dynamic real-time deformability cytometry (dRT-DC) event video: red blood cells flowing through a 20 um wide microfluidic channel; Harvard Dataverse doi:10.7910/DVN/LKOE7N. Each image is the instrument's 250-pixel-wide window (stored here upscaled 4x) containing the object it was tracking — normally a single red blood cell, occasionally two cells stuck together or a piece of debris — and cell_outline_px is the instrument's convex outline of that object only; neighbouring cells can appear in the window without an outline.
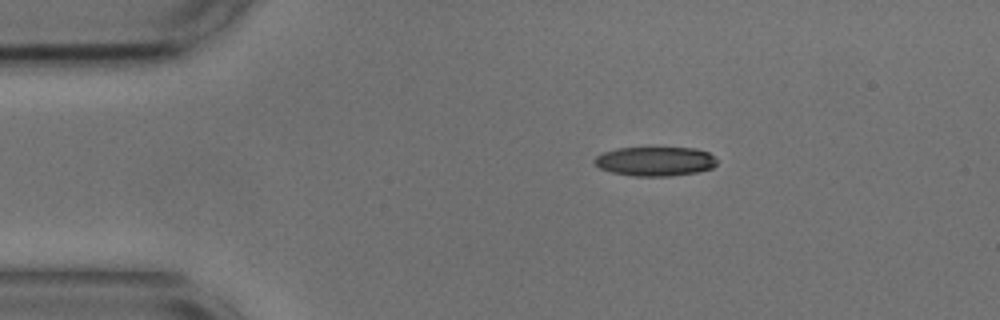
{"species": "common noctule bat (a hibernating species)", "species_latin": "Nyctalus noctula", "temperature_condition": "cold", "stored_images_in_passage": 46, "camera_frame_rate_fps": 3000, "um_per_image_px": 0.085, "animal": {"sex": "male", "body_mass_g": 17.9, "forearm_length_mm": 54.2}, "frame": {"image": 1, "passage_image": 1, "time_ms": 0.0, "image_size_px": [1000, 320], "cell_outline_px": [[716, 164], [712, 168], [696, 172], [668, 176], [632, 176], [612, 172], [600, 168], [592, 160], [596, 156], [604, 152], [616, 148], [696, 148], [708, 152], [716, 160]], "centroid_in_image_um": [55.67, 13.71], "position_along_channel_um": 29.3, "area_um2": 20.75}}
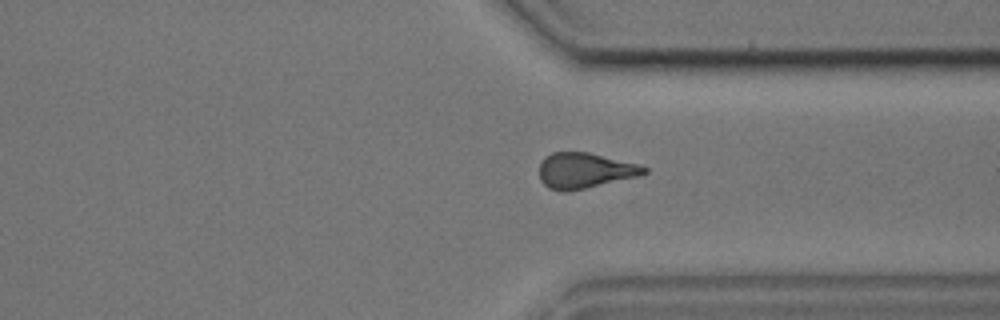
{"frame": {"image": 2, "passage_image": 32, "time_ms": 10.333, "image_size_px": [1000, 320], "cell_outline_px": [[648, 172], [640, 176], [584, 188], [564, 192], [548, 188], [540, 180], [540, 164], [544, 156], [552, 152], [588, 152], [640, 164], [648, 168]], "centroid_in_image_um": [49.72, 14.49], "position_along_channel_um": 361.7, "area_um2": 21.73}}
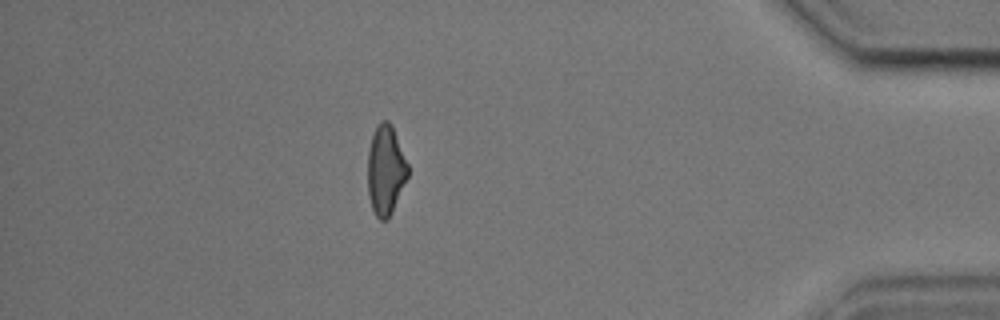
{"frame": {"image": 3, "passage_image": 39, "time_ms": 12.667, "image_size_px": [1000, 320], "cell_outline_px": [[408, 176], [392, 212], [388, 220], [380, 220], [376, 216], [372, 208], [368, 196], [368, 152], [372, 136], [380, 120], [388, 120], [392, 124], [408, 164]], "centroid_in_image_um": [32.78, 14.46], "position_along_channel_um": 402.4, "area_um2": 20.98}, "authors_computed_cell_mechanics": {"area_um2": 22.2819, "velocity_mm_per_s": 3.6641, "shape_relaxation_time_tau1_ms": 3.2973, "shape_relaxation_time_tau2_ms": 3.552, "deformation_change_tau1": 0.1355, "deformation_change_tau2": 0.119}}